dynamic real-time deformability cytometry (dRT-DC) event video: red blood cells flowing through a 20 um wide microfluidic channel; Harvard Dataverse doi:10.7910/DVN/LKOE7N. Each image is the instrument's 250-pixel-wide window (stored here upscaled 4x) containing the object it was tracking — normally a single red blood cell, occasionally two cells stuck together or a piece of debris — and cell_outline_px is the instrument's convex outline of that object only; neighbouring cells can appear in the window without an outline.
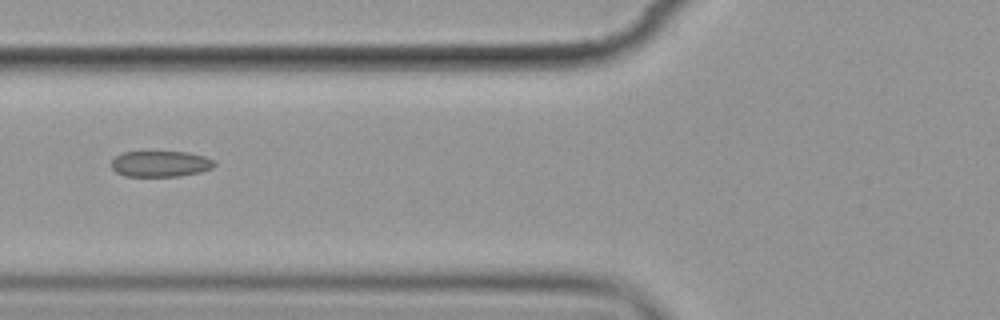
{"species": "common noctule bat (a hibernating species)", "species_latin": "Nyctalus noctula", "temperature_condition": "cold", "stored_images_in_passage": 8, "camera_frame_rate_fps": 3000, "um_per_image_px": 0.085, "animal": {"sex": "female", "body_mass_g": 19.9}, "frame": {"image": 1, "passage_image": 4, "time_ms": 3.667, "image_size_px": [1000, 320], "cell_outline_px": [[216, 164], [212, 168], [200, 172], [180, 176], [124, 176], [116, 172], [112, 168], [112, 160], [116, 156], [124, 152], [188, 152], [204, 156], [216, 160]], "centroid_in_image_um": [13.67, 13.93], "position_along_channel_um": 112.1, "area_um2": 15.61}}
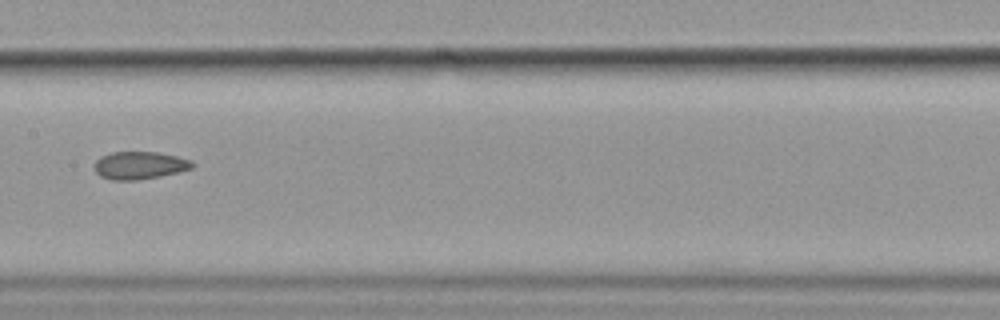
{"frame": {"image": 2, "passage_image": 6, "time_ms": 6.0, "image_size_px": [1000, 320], "cell_outline_px": [[196, 164], [192, 168], [180, 172], [160, 176], [136, 180], [112, 180], [100, 176], [96, 172], [92, 164], [100, 156], [112, 152], [156, 152], [176, 156], [192, 160]], "centroid_in_image_um": [11.86, 14.05], "position_along_channel_um": 195.5, "area_um2": 15.95}}
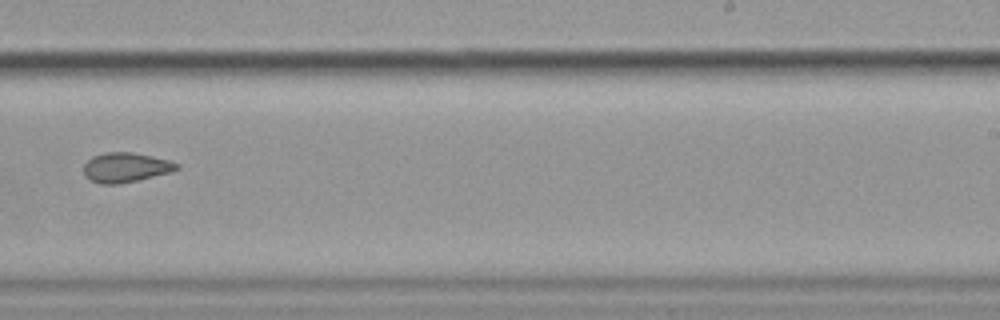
{"frame": {"image": 3, "passage_image": 8, "time_ms": 8.333, "image_size_px": [1000, 320], "cell_outline_px": [[180, 168], [172, 172], [120, 184], [100, 184], [88, 180], [84, 176], [84, 164], [92, 156], [104, 152], [132, 152], [168, 160], [180, 164]], "centroid_in_image_um": [10.66, 14.24], "position_along_channel_um": 278.3, "area_um2": 16.24}}